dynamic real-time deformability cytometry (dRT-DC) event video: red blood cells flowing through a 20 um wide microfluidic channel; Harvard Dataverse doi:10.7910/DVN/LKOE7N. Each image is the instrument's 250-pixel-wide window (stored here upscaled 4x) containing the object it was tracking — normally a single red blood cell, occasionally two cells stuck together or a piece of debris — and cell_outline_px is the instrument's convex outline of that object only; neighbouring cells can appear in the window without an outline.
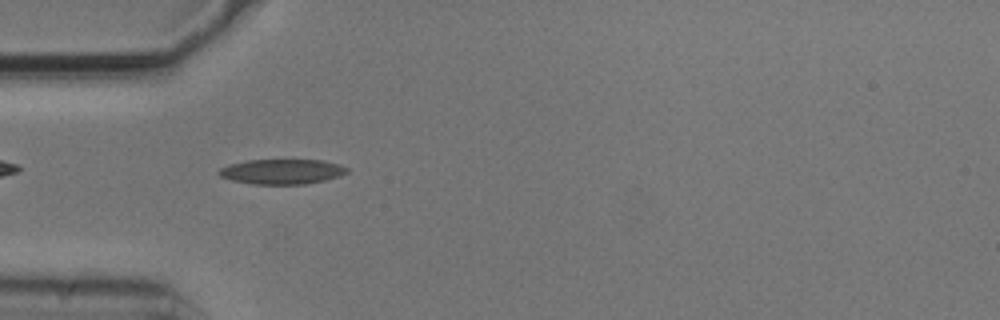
{"species": "common noctule bat (a hibernating species)", "species_latin": "Nyctalus noctula", "temperature_condition": "cold", "stored_images_in_passage": 4, "camera_frame_rate_fps": 3000, "um_per_image_px": 0.085, "animal": {"sex": "male", "body_mass_g": 20.5, "forearm_length_mm": 52.5}, "frame": {"image": 1, "passage_image": 3, "time_ms": 0.667, "image_size_px": [1000, 320], "cell_outline_px": [[348, 172], [340, 176], [324, 180], [304, 184], [252, 184], [232, 180], [220, 176], [216, 172], [220, 168], [228, 164], [248, 160], [324, 160], [340, 164], [348, 168]], "centroid_in_image_um": [23.96, 14.58], "position_along_channel_um": 61.0, "area_um2": 18.73}}
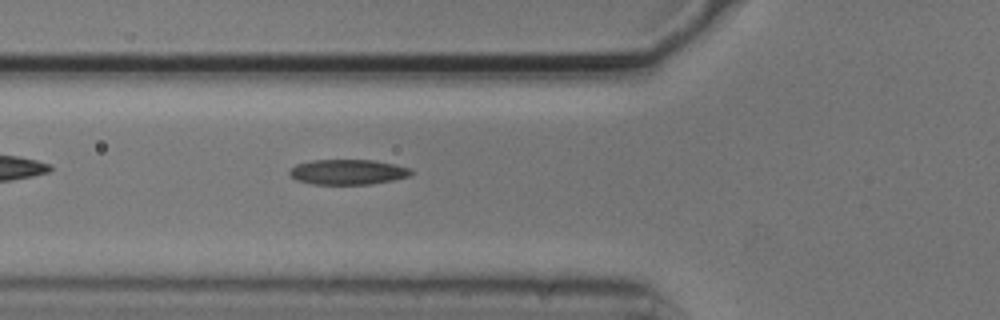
{"frame": {"image": 2, "passage_image": 4, "time_ms": 1.0, "image_size_px": [1000, 320], "cell_outline_px": [[412, 172], [408, 176], [392, 180], [372, 184], [312, 184], [296, 180], [288, 176], [288, 172], [296, 164], [312, 160], [376, 160], [396, 164], [412, 168]], "centroid_in_image_um": [29.55, 14.61], "position_along_channel_um": 96.3, "area_um2": 17.98}}